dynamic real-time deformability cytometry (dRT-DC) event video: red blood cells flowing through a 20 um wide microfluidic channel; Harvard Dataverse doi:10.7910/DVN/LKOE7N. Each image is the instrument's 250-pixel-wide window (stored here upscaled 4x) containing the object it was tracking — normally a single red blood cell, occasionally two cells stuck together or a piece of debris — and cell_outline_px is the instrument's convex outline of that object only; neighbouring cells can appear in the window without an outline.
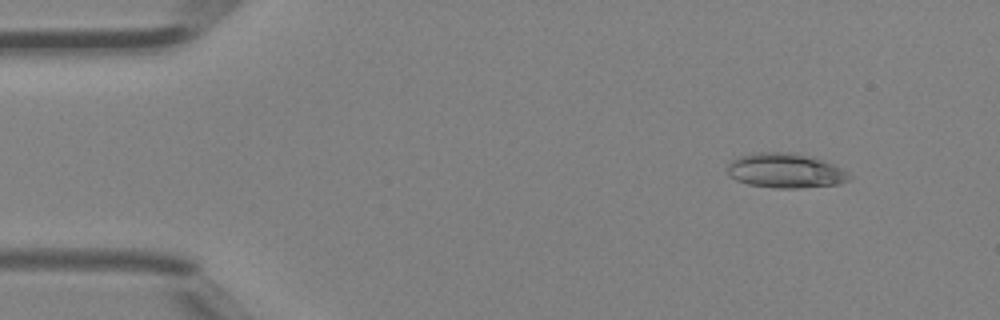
{"species": "Egyptian fruit bat (a non-hibernating species)", "species_latin": "Rousettus aegyptiacus", "temperature_condition": "room temperature", "stored_images_in_passage": 46, "camera_frame_rate_fps": 3000, "um_per_image_px": 0.085, "animal": {"sex": "female"}, "frame": {"image": 1, "passage_image": 5, "time_ms": 1.333, "image_size_px": [1000, 320], "cell_outline_px": [[852, 176], [848, 180], [840, 184], [800, 188], [776, 188], [748, 184], [736, 180], [728, 176], [728, 164], [732, 160], [740, 156], [756, 152], [784, 152], [812, 156], [832, 164], [848, 172]], "centroid_in_image_um": [66.75, 14.51], "position_along_channel_um": 18.2, "area_um2": 24.62}}
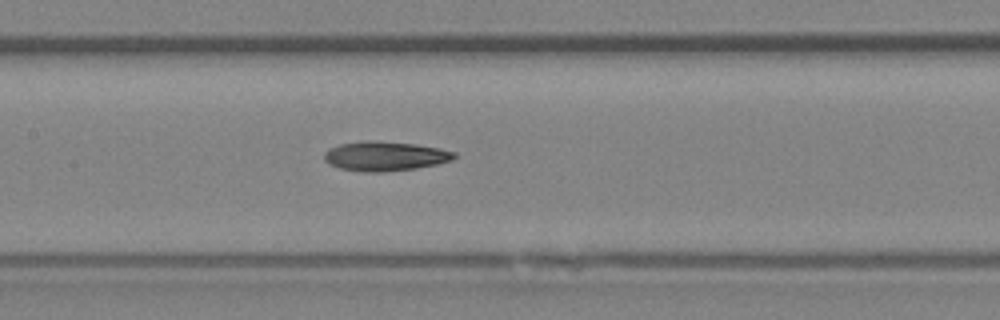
{"frame": {"image": 2, "passage_image": 22, "time_ms": 7.0, "image_size_px": [1000, 320], "cell_outline_px": [[456, 156], [452, 160], [436, 164], [416, 168], [380, 172], [372, 172], [340, 168], [324, 160], [324, 152], [328, 148], [340, 144], [364, 140], [368, 140], [416, 144], [440, 148], [456, 152]], "centroid_in_image_um": [32.73, 13.25], "position_along_channel_um": 174.7, "area_um2": 22.14}}
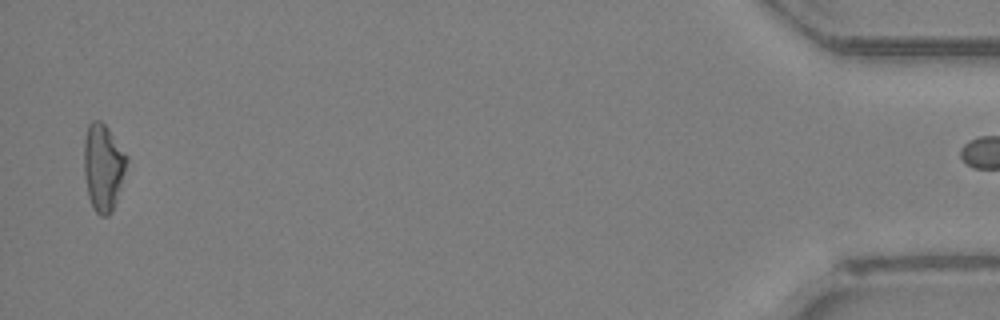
{"frame": {"image": 3, "passage_image": 45, "time_ms": 14.667, "image_size_px": [1000, 320], "cell_outline_px": [[128, 160], [116, 200], [112, 212], [108, 216], [100, 216], [92, 208], [88, 196], [84, 176], [84, 140], [88, 124], [92, 120], [100, 120], [108, 128], [128, 156]], "centroid_in_image_um": [8.75, 14.21], "position_along_channel_um": 426.4, "area_um2": 21.73}}